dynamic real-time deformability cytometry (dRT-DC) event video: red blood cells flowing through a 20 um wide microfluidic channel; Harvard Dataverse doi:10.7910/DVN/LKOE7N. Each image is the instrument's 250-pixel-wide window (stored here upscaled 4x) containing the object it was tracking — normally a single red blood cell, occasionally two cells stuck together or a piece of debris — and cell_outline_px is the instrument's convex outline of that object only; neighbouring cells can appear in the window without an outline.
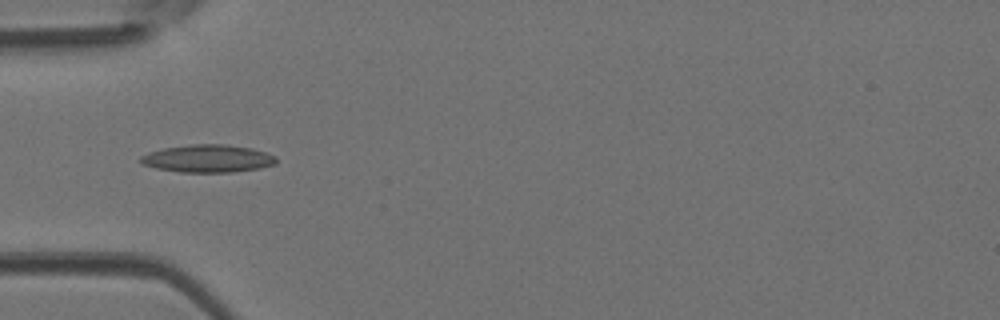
{"species": "Egyptian fruit bat (a non-hibernating species)", "species_latin": "Rousettus aegyptiacus", "temperature_condition": "room temperature", "stored_images_in_passage": 11, "camera_frame_rate_fps": 3000, "um_per_image_px": 0.085, "animal": {"sex": "female"}, "frame": {"image": 1, "passage_image": 2, "time_ms": 0.333, "image_size_px": [1000, 320], "cell_outline_px": [[276, 164], [260, 168], [232, 172], [180, 172], [156, 168], [140, 164], [140, 156], [148, 152], [164, 148], [192, 144], [228, 144], [252, 148], [276, 156]], "centroid_in_image_um": [17.65, 13.47], "position_along_channel_um": 67.3, "area_um2": 21.96}}
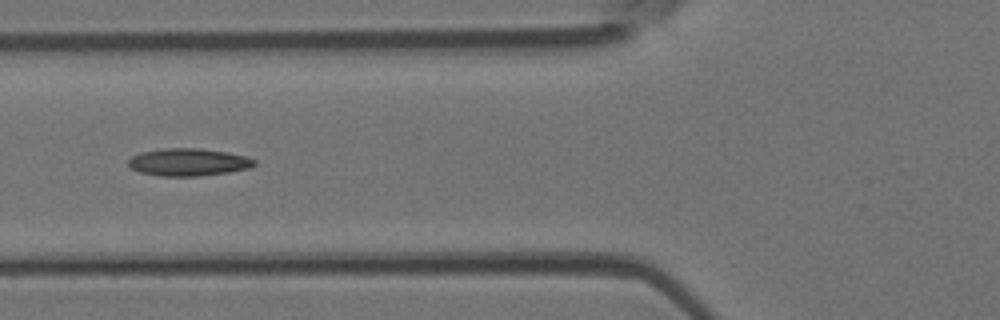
{"frame": {"image": 2, "passage_image": 5, "time_ms": 1.333, "image_size_px": [1000, 320], "cell_outline_px": [[256, 164], [252, 168], [228, 172], [196, 176], [160, 176], [140, 172], [128, 168], [128, 160], [132, 156], [140, 152], [164, 148], [200, 148], [248, 156], [256, 160]], "centroid_in_image_um": [16.01, 13.78], "position_along_channel_um": 109.8, "area_um2": 20.35}}
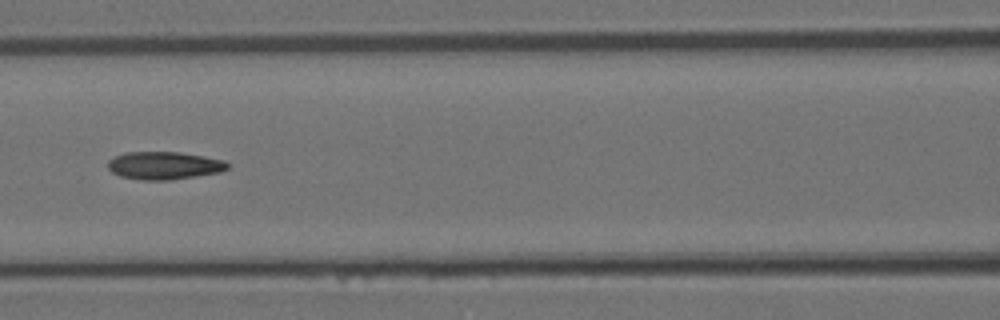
{"frame": {"image": 3, "passage_image": 8, "time_ms": 2.333, "image_size_px": [1000, 320], "cell_outline_px": [[228, 168], [220, 172], [172, 180], [144, 180], [120, 176], [112, 172], [108, 168], [108, 160], [124, 152], [180, 152], [204, 156], [224, 160], [228, 164]], "centroid_in_image_um": [13.95, 14.07], "position_along_channel_um": 152.7, "area_um2": 19.36}}